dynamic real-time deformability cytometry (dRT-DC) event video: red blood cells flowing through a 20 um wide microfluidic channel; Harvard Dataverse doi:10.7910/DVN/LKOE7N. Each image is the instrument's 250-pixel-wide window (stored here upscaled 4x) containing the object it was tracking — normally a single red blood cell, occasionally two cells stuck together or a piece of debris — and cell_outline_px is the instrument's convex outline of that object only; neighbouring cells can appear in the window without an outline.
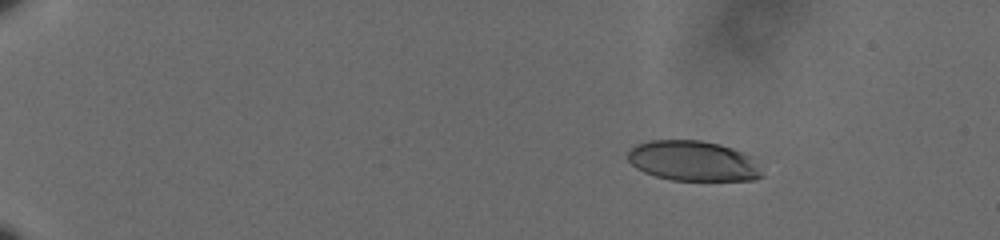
{"species": "human", "species_latin": "Homo sapiens", "temperature_condition": "cold", "stored_images_in_passage": 51, "camera_frame_rate_fps": 3000, "um_per_image_px": 0.085, "donor": {"sex": "male"}, "frame": {"image": 1, "passage_image": 1, "time_ms": 0.0, "image_size_px": [1000, 240], "cell_outline_px": [[764, 176], [752, 180], [672, 180], [656, 176], [644, 172], [636, 168], [628, 160], [628, 152], [636, 144], [652, 140], [700, 140], [720, 144], [744, 152], [748, 156]], "centroid_in_image_um": [58.87, 13.67], "position_along_channel_um": 26.1, "area_um2": 31.1}}
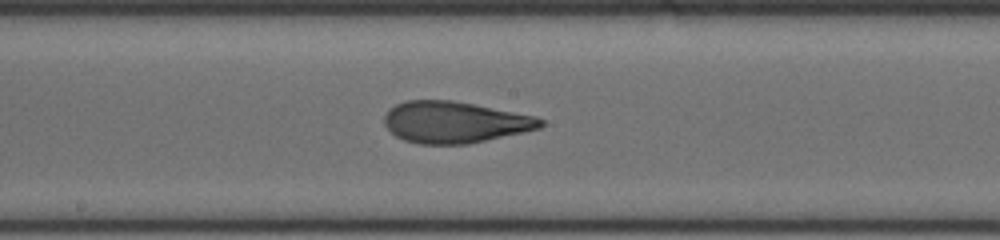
{"frame": {"image": 2, "passage_image": 27, "time_ms": 8.667, "image_size_px": [1000, 240], "cell_outline_px": [[544, 124], [540, 128], [524, 132], [468, 144], [420, 144], [404, 140], [396, 136], [384, 124], [384, 116], [388, 108], [404, 100], [452, 100], [536, 116], [544, 120]], "centroid_in_image_um": [38.63, 10.38], "position_along_channel_um": 209.6, "area_um2": 37.8}}
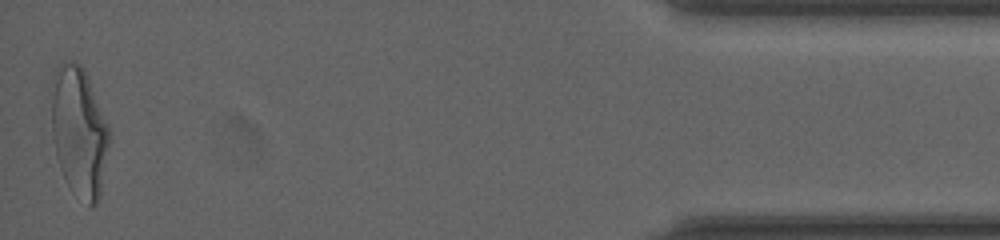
{"frame": {"image": 3, "passage_image": 51, "time_ms": 16.667, "image_size_px": [1000, 240], "cell_outline_px": [[112, 136], [100, 196], [96, 204], [92, 208], [68, 184], [60, 168], [56, 156], [52, 140], [52, 96], [56, 68], [64, 60], [72, 60], [84, 68]], "centroid_in_image_um": [6.75, 11.2], "position_along_channel_um": 428.5, "area_um2": 43.52}, "authors_computed_cell_mechanics": {"area_um2": 37.57, "velocity_mm_per_s": 3.6097, "shape_relaxation_time_tau1_ms": 4.5344, "shape_relaxation_time_tau2_ms": 1.4134, "deformation_change_tau1": 0.2157, "deformation_change_tau2": 0.1006}}